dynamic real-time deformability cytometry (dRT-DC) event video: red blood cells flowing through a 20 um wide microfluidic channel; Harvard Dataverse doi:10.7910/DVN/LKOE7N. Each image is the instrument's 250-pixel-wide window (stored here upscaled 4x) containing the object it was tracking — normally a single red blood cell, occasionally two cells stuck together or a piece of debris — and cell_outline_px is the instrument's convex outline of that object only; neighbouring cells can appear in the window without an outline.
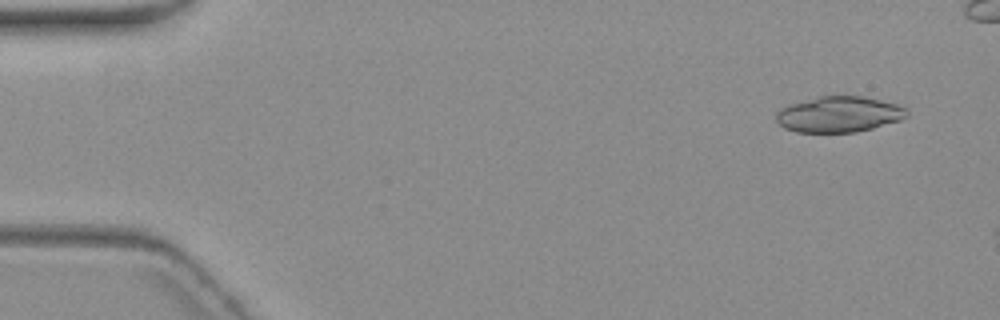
{"species": "common noctule bat (a hibernating species)", "species_latin": "Nyctalus noctula", "temperature_condition": "warm", "stored_images_in_passage": 3, "camera_frame_rate_fps": 3000, "um_per_image_px": 0.085, "animal": {"sex": "female", "body_mass_g": 19.3, "forearm_length_mm": 54.1}, "frame": {"image": 1, "passage_image": 2, "time_ms": 1.0, "image_size_px": [1000, 320], "cell_outline_px": [[908, 116], [900, 120], [872, 128], [856, 132], [796, 132], [784, 128], [776, 120], [776, 112], [780, 108], [792, 104], [820, 96], [860, 96], [880, 100], [896, 104], [904, 108], [908, 112]], "centroid_in_image_um": [71.3, 9.72], "position_along_channel_um": 13.7, "area_um2": 26.99}}